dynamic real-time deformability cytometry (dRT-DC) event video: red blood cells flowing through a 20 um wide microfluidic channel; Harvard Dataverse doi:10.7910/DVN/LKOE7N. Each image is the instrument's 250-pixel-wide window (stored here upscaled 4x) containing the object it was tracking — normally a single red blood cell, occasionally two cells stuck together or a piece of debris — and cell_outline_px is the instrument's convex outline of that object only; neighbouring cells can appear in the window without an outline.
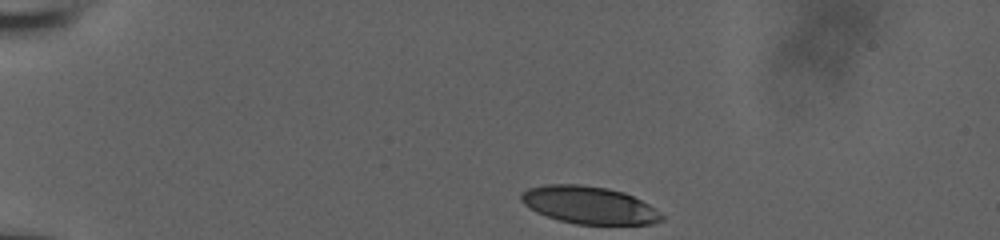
{"species": "human", "species_latin": "Homo sapiens", "temperature_condition": "room temperature", "stored_images_in_passage": 37, "camera_frame_rate_fps": 3000, "um_per_image_px": 0.085, "donor": {"sex": "male"}, "frame": {"image": 1, "passage_image": 1, "time_ms": 0.0, "image_size_px": [1000, 240], "cell_outline_px": [[664, 220], [652, 224], [576, 224], [560, 220], [536, 212], [528, 208], [520, 200], [520, 196], [528, 188], [544, 184], [580, 184], [608, 188], [624, 192], [648, 204], [660, 212], [664, 216]], "centroid_in_image_um": [50.07, 17.43], "position_along_channel_um": 34.9, "area_um2": 30.69}}
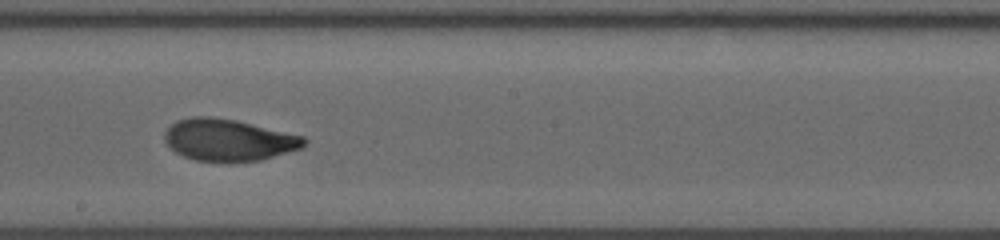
{"frame": {"image": 2, "passage_image": 22, "time_ms": 7.0, "image_size_px": [1000, 240], "cell_outline_px": [[308, 140], [300, 148], [260, 160], [196, 160], [184, 156], [176, 152], [164, 140], [164, 132], [176, 120], [192, 116], [208, 116], [236, 120], [304, 136]], "centroid_in_image_um": [19.41, 11.86], "position_along_channel_um": 228.8, "area_um2": 33.35}}
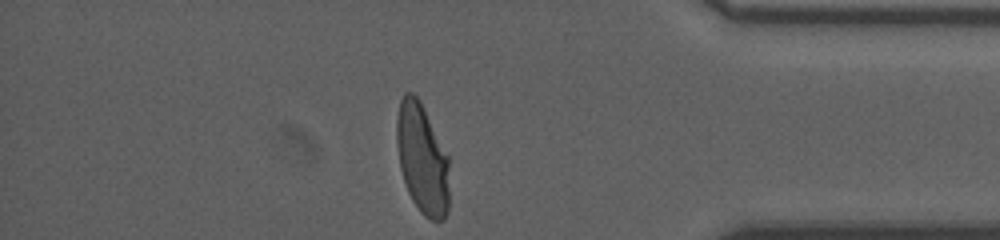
{"frame": {"image": 3, "passage_image": 37, "time_ms": 12.0, "image_size_px": [1000, 240], "cell_outline_px": [[448, 212], [444, 220], [428, 220], [420, 212], [412, 200], [408, 192], [400, 168], [396, 140], [396, 120], [400, 100], [404, 92], [412, 92], [420, 100], [448, 156]], "centroid_in_image_um": [35.87, 13.5], "position_along_channel_um": 399.3, "area_um2": 33.87}, "authors_computed_cell_mechanics": {"area_um2": 33.8708, "velocity_mm_per_s": 3.8658, "shape_relaxation_time_tau1_ms": 4.9217, "shape_relaxation_time_tau2_ms": 1.183, "deformation_change_tau1": 0.1975, "deformation_change_tau2": 0.0632}}